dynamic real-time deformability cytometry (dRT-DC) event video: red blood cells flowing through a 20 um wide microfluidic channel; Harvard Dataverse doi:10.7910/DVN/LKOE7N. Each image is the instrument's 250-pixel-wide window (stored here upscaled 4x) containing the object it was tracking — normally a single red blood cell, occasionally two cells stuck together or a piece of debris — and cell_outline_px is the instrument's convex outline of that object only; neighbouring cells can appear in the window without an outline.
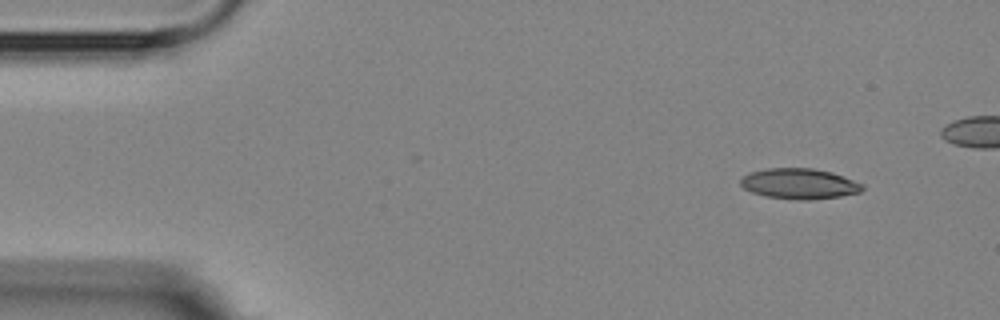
{"species": "Egyptian fruit bat (a non-hibernating species)", "species_latin": "Rousettus aegyptiacus", "temperature_condition": "room temperature", "stored_images_in_passage": 4, "camera_frame_rate_fps": 3000, "um_per_image_px": 0.085, "animal": {"sex": "female"}, "frame": {"image": 1, "passage_image": 1, "time_ms": 0.0, "image_size_px": [1000, 320], "cell_outline_px": [[864, 188], [860, 192], [840, 196], [812, 200], [796, 200], [764, 196], [752, 192], [744, 188], [740, 184], [740, 180], [748, 172], [768, 168], [812, 168], [832, 172], [864, 184]], "centroid_in_image_um": [67.94, 15.62], "position_along_channel_um": 17.1, "area_um2": 21.79}}